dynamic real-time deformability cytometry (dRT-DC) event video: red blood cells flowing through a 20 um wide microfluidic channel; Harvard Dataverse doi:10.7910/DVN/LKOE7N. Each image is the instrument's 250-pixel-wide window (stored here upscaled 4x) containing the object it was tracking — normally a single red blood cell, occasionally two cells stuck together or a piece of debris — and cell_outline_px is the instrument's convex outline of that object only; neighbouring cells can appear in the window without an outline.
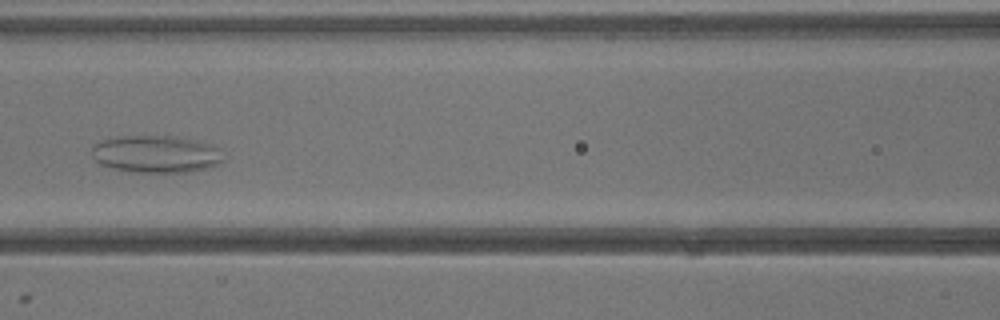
{"species": "common noctule bat (a hibernating species)", "species_latin": "Nyctalus noctula", "temperature_condition": "warm", "stored_images_in_passage": 42, "camera_frame_rate_fps": 3000, "um_per_image_px": 0.085, "animal": {"sex": "male", "body_mass_g": 13.3}, "frame": {"image": 1, "passage_image": 20, "time_ms": 6.333, "image_size_px": [1000, 320], "cell_outline_px": [[224, 160], [220, 164], [188, 172], [132, 172], [112, 168], [100, 164], [92, 156], [92, 148], [96, 144], [104, 140], [120, 136], [176, 136], [196, 140], [208, 144], [216, 148]], "centroid_in_image_um": [13.24, 13.1], "position_along_channel_um": 153.4, "area_um2": 28.32}}
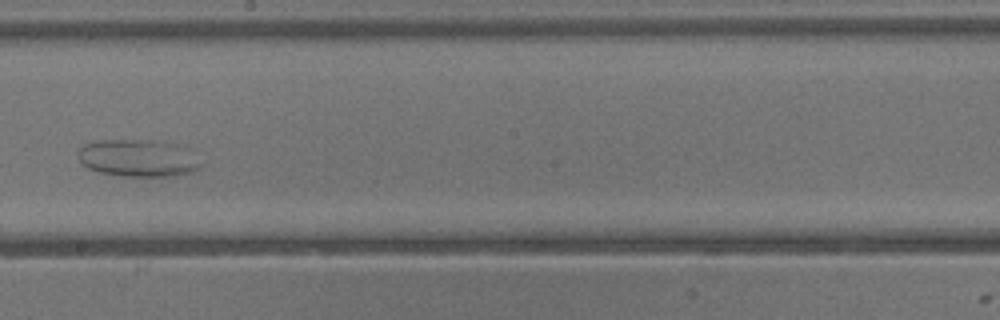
{"frame": {"image": 2, "passage_image": 25, "time_ms": 8.0, "image_size_px": [1000, 320], "cell_outline_px": [[200, 168], [192, 172], [172, 176], [120, 176], [100, 172], [88, 168], [80, 160], [80, 148], [84, 144], [96, 140], [156, 140], [176, 144], [200, 164]], "centroid_in_image_um": [11.66, 13.44], "position_along_channel_um": 236.5, "area_um2": 26.01}}
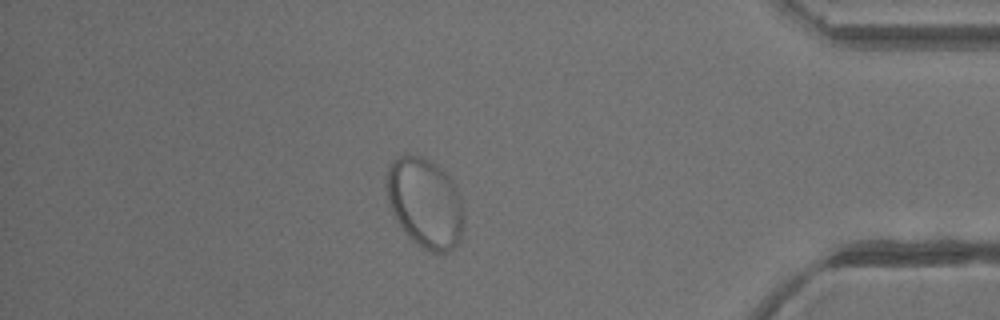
{"frame": {"image": 3, "passage_image": 37, "time_ms": 12.0, "image_size_px": [1000, 320], "cell_outline_px": [[464, 220], [460, 240], [448, 252], [432, 252], [420, 248], [404, 232], [396, 220], [388, 204], [384, 184], [384, 176], [392, 160], [396, 156], [424, 156], [440, 168], [452, 180], [460, 196], [464, 212]], "centroid_in_image_um": [36.09, 17.25], "position_along_channel_um": 399.1, "area_um2": 41.04}}